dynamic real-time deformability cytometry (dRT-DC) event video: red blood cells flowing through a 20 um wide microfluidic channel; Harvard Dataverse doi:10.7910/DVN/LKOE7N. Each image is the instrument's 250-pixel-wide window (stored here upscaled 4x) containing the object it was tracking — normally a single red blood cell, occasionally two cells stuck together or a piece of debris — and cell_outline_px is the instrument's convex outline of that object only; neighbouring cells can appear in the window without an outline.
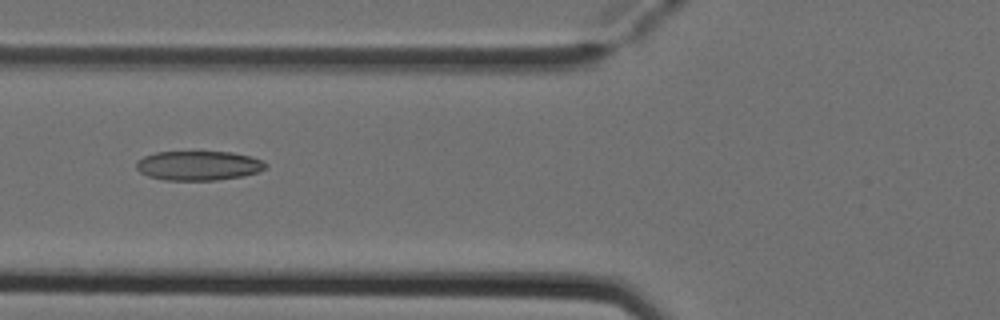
{"species": "Egyptian fruit bat (a non-hibernating species)", "species_latin": "Rousettus aegyptiacus", "temperature_condition": "cold", "stored_images_in_passage": 8, "camera_frame_rate_fps": 3000, "um_per_image_px": 0.085, "animal": {"sex": "female"}, "frame": {"image": 1, "passage_image": 5, "time_ms": 1.333, "image_size_px": [1000, 320], "cell_outline_px": [[268, 164], [260, 172], [244, 176], [216, 180], [164, 180], [148, 176], [140, 172], [136, 168], [136, 160], [144, 156], [156, 152], [232, 152], [248, 156], [260, 160]], "centroid_in_image_um": [16.85, 14.08], "position_along_channel_um": 108.9, "area_um2": 22.2}}
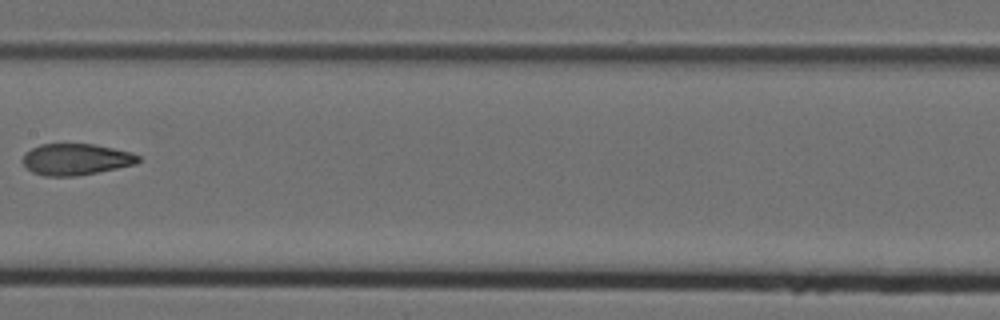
{"frame": {"image": 2, "passage_image": 7, "time_ms": 2.0, "image_size_px": [1000, 320], "cell_outline_px": [[140, 160], [136, 164], [76, 176], [44, 176], [32, 172], [24, 164], [24, 156], [32, 148], [40, 144], [92, 144], [132, 152], [140, 156]], "centroid_in_image_um": [6.48, 13.54], "position_along_channel_um": 200.9, "area_um2": 20.87}}
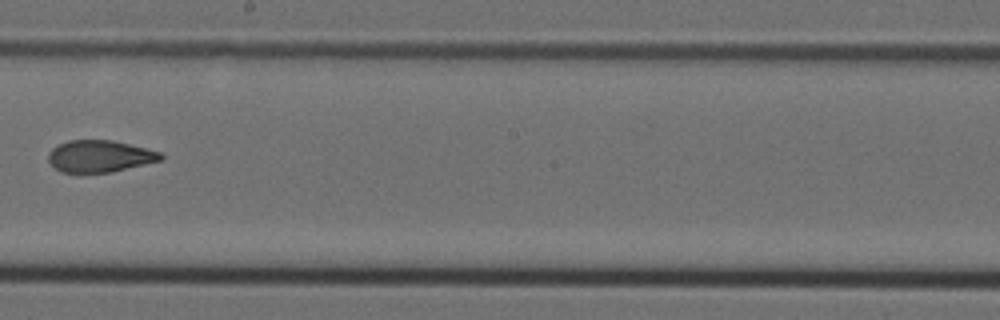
{"frame": {"image": 3, "passage_image": 8, "time_ms": 2.333, "image_size_px": [1000, 320], "cell_outline_px": [[164, 160], [112, 172], [60, 172], [48, 160], [48, 152], [52, 148], [68, 140], [112, 140], [160, 152], [164, 156]], "centroid_in_image_um": [8.49, 13.28], "position_along_channel_um": 239.7, "area_um2": 20.81}}